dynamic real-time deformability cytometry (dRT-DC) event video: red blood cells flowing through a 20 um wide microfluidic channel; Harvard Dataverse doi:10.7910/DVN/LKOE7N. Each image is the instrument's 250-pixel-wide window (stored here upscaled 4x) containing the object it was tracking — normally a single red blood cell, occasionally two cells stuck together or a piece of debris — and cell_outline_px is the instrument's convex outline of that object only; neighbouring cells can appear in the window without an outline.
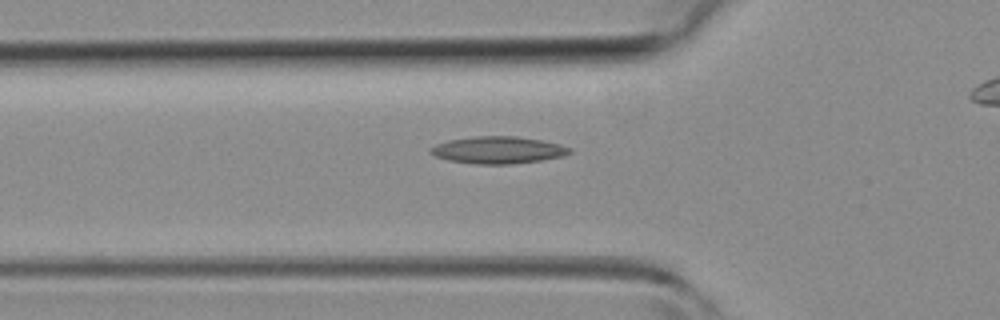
{"species": "common noctule bat (a hibernating species)", "species_latin": "Nyctalus noctula", "temperature_condition": "room temperature", "stored_images_in_passage": 39, "camera_frame_rate_fps": 3000, "um_per_image_px": 0.085, "animal": {"sex": "female", "body_mass_g": 19.3, "forearm_length_mm": 54.1}, "frame": {"image": 1, "passage_image": 15, "time_ms": 4.667, "image_size_px": [1000, 320], "cell_outline_px": [[572, 152], [560, 156], [540, 160], [508, 164], [476, 164], [448, 160], [436, 156], [428, 152], [428, 148], [436, 144], [448, 140], [472, 136], [516, 136], [540, 140], [560, 144], [572, 148]], "centroid_in_image_um": [42.28, 12.74], "position_along_channel_um": 83.5, "area_um2": 21.91}}
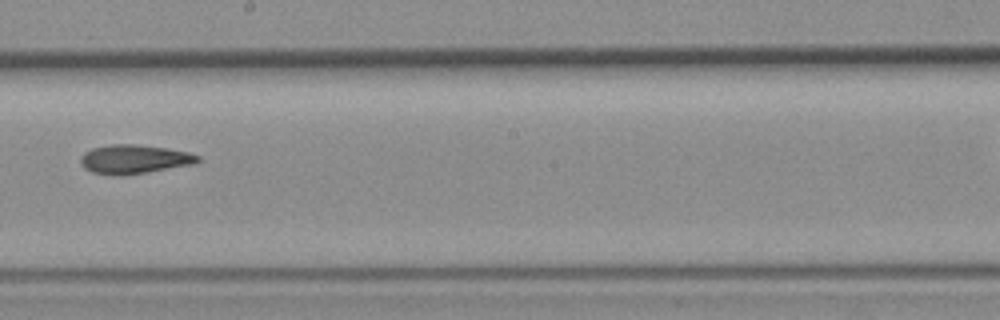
{"frame": {"image": 2, "passage_image": 25, "time_ms": 8.0, "image_size_px": [1000, 320], "cell_outline_px": [[200, 160], [192, 164], [144, 172], [92, 172], [84, 168], [80, 160], [80, 156], [84, 152], [92, 148], [112, 144], [136, 144], [164, 148], [188, 152], [200, 156]], "centroid_in_image_um": [11.41, 13.47], "position_along_channel_um": 236.8, "area_um2": 18.73}}
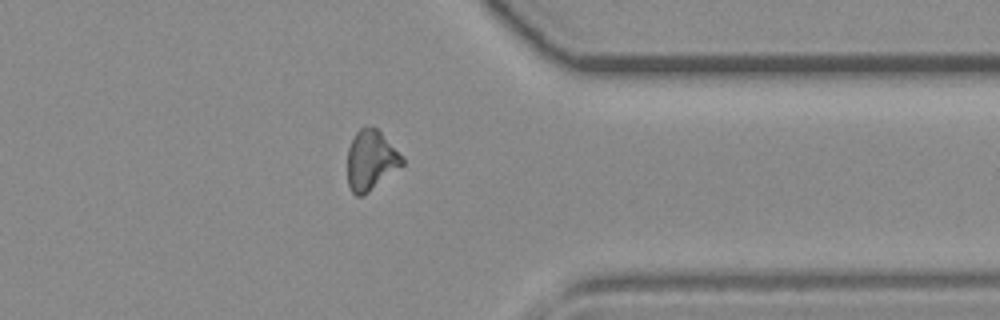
{"frame": {"image": 3, "passage_image": 35, "time_ms": 11.333, "image_size_px": [1000, 320], "cell_outline_px": [[404, 164], [364, 196], [356, 196], [352, 192], [348, 184], [348, 148], [356, 132], [360, 128], [376, 128], [380, 132], [404, 160]], "centroid_in_image_um": [31.5, 13.67], "position_along_channel_um": 379.9, "area_um2": 18.67}}